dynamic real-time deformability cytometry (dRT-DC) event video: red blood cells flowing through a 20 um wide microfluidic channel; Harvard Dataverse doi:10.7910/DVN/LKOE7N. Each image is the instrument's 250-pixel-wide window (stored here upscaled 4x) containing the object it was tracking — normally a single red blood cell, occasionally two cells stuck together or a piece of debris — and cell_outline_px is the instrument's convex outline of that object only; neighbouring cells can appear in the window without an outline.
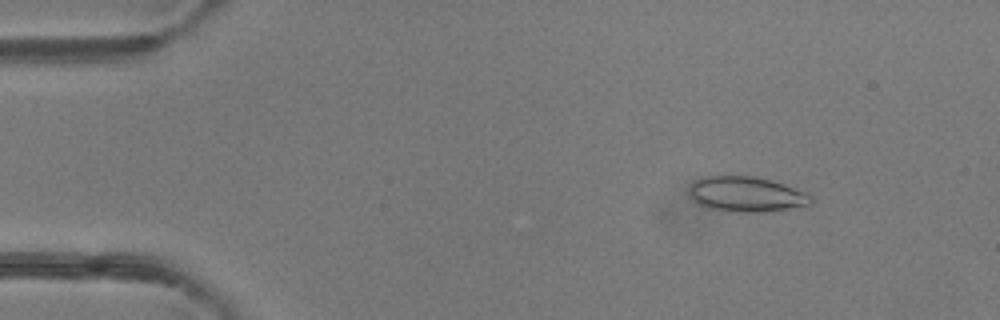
{"species": "common noctule bat (a hibernating species)", "species_latin": "Nyctalus noctula", "temperature_condition": "room temperature", "stored_images_in_passage": 48, "camera_frame_rate_fps": 3000, "um_per_image_px": 0.085, "animal": {"sex": "female"}, "frame": {"image": 1, "passage_image": 5, "time_ms": 1.333, "image_size_px": [1000, 320], "cell_outline_px": [[812, 204], [764, 212], [736, 212], [704, 208], [692, 200], [688, 196], [688, 192], [692, 184], [700, 176], [716, 172], [728, 172], [756, 176], [772, 180], [808, 192], [812, 196]], "centroid_in_image_um": [63.35, 16.45], "position_along_channel_um": 21.7, "area_um2": 26.36}}
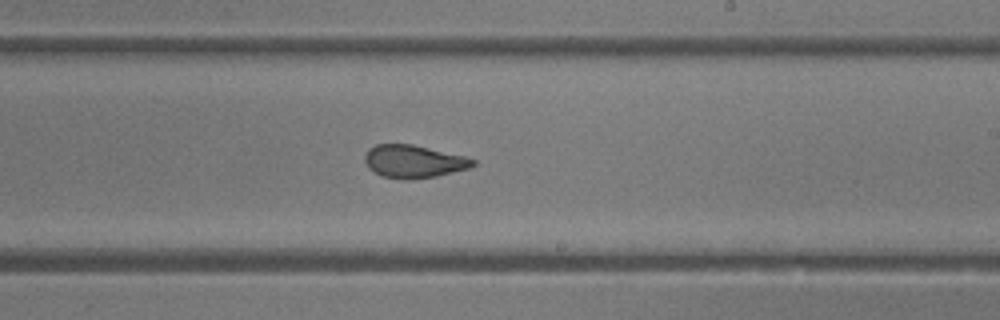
{"frame": {"image": 2, "passage_image": 28, "time_ms": 9.0, "image_size_px": [1000, 320], "cell_outline_px": [[476, 164], [468, 168], [436, 176], [412, 180], [404, 180], [380, 176], [368, 168], [364, 160], [364, 156], [368, 148], [376, 144], [412, 144], [464, 156], [476, 160]], "centroid_in_image_um": [35.11, 13.73], "position_along_channel_um": 253.9, "area_um2": 20.81}}
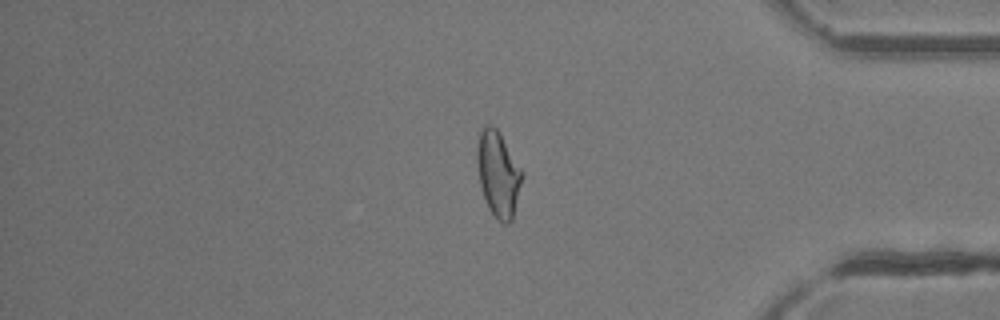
{"frame": {"image": 3, "passage_image": 40, "time_ms": 13.0, "image_size_px": [1000, 320], "cell_outline_px": [[524, 172], [512, 220], [508, 224], [504, 224], [488, 208], [480, 184], [476, 156], [476, 148], [480, 132], [484, 124], [492, 124], [500, 132]], "centroid_in_image_um": [42.35, 14.73], "position_along_channel_um": 392.9, "area_um2": 22.43}, "authors_computed_cell_mechanics": {"area_um2": 22.8021, "velocity_mm_per_s": 4.15, "shape_relaxation_time_tau1_ms": null, "shape_relaxation_time_tau2_ms": 1.2037, "deformation_change_tau1": null, "deformation_change_tau2": 0.0875}}